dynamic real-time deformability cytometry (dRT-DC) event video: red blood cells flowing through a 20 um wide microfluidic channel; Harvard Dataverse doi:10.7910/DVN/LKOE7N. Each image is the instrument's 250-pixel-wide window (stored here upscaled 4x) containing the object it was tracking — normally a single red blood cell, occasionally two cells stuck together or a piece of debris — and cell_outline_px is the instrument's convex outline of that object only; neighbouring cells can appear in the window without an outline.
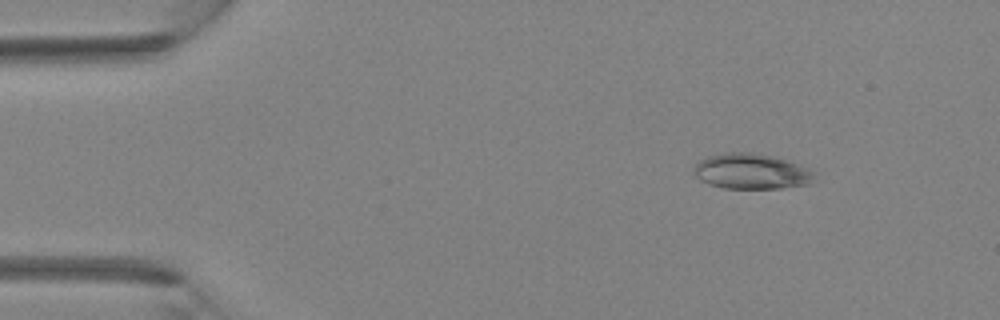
{"species": "Egyptian fruit bat (a non-hibernating species)", "species_latin": "Rousettus aegyptiacus", "temperature_condition": "room temperature", "stored_images_in_passage": 3, "camera_frame_rate_fps": 3000, "um_per_image_px": 0.085, "animal": {"sex": "female"}, "frame": {"image": 1, "passage_image": 1, "time_ms": 0.0, "image_size_px": [1000, 320], "cell_outline_px": [[816, 172], [808, 184], [780, 188], [724, 188], [708, 184], [700, 180], [692, 172], [692, 168], [700, 160], [708, 156], [724, 152], [748, 152], [772, 156], [788, 160], [808, 168]], "centroid_in_image_um": [63.82, 14.56], "position_along_channel_um": 21.2, "area_um2": 24.91}}